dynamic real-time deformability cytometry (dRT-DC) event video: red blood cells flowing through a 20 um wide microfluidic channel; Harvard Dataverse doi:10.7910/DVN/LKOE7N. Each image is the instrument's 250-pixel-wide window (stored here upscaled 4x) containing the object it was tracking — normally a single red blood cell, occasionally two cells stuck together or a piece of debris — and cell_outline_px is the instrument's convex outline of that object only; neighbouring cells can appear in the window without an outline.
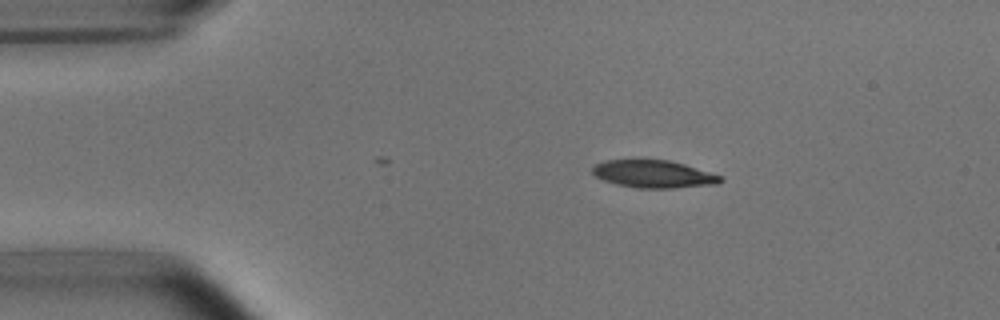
{"species": "common noctule bat (a hibernating species)", "species_latin": "Nyctalus noctula", "temperature_condition": "room temperature", "stored_images_in_passage": 6, "camera_frame_rate_fps": 3000, "um_per_image_px": 0.085, "animal": {"sex": "male", "body_mass_g": 15.6}, "frame": {"image": 1, "passage_image": 2, "time_ms": 1.0, "image_size_px": [1000, 320], "cell_outline_px": [[724, 180], [716, 184], [672, 188], [636, 188], [616, 184], [604, 180], [596, 176], [592, 172], [592, 168], [596, 164], [604, 160], [668, 160], [684, 164], [724, 176]], "centroid_in_image_um": [55.58, 14.8], "position_along_channel_um": 29.4, "area_um2": 20.52}}
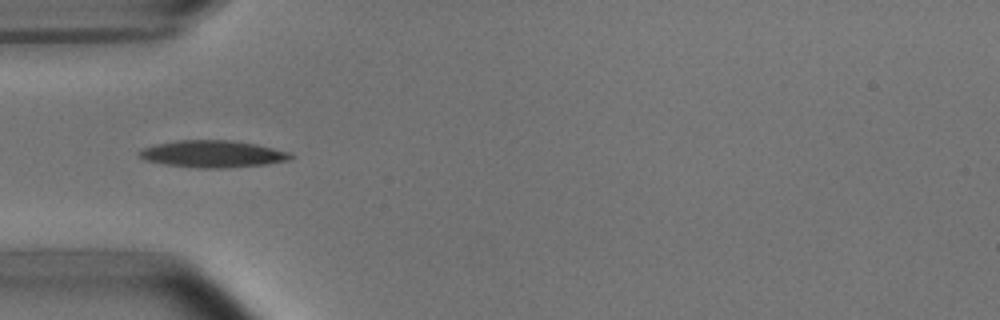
{"frame": {"image": 2, "passage_image": 4, "time_ms": 3.333, "image_size_px": [1000, 320], "cell_outline_px": [[292, 156], [288, 160], [268, 164], [228, 168], [196, 168], [164, 164], [148, 160], [140, 156], [140, 152], [144, 148], [156, 144], [176, 140], [232, 140], [256, 144], [288, 152]], "centroid_in_image_um": [18.1, 13.09], "position_along_channel_um": 66.9, "area_um2": 23.58}}
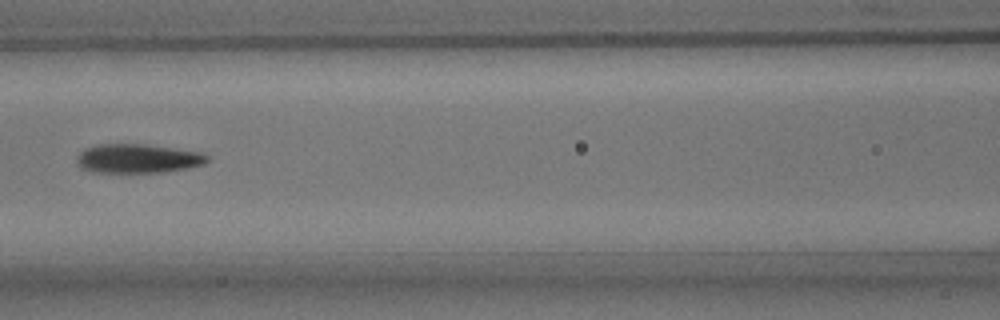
{"frame": {"image": 3, "passage_image": 6, "time_ms": 5.667, "image_size_px": [1000, 320], "cell_outline_px": [[208, 160], [204, 164], [188, 168], [168, 172], [92, 172], [80, 168], [76, 164], [76, 156], [84, 148], [96, 144], [144, 144], [200, 152], [208, 156]], "centroid_in_image_um": [11.66, 13.48], "position_along_channel_um": 154.9, "area_um2": 22.25}}